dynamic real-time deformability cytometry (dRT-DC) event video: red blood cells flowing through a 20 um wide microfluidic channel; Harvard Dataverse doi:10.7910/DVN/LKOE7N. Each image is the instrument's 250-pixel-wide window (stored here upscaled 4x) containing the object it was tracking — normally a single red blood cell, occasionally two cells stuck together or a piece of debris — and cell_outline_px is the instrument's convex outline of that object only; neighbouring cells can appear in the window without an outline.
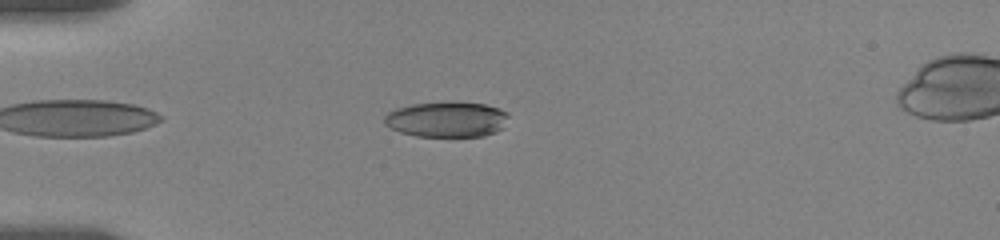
{"species": "human", "species_latin": "Homo sapiens", "temperature_condition": "room temperature", "stored_images_in_passage": 48, "camera_frame_rate_fps": 3000, "um_per_image_px": 0.085, "donor": {"sex": "female"}, "frame": {"image": 1, "passage_image": 6, "time_ms": 1.667, "image_size_px": [1000, 240], "cell_outline_px": [[508, 116], [504, 128], [496, 132], [484, 136], [416, 136], [400, 132], [384, 124], [384, 116], [388, 112], [396, 108], [412, 104], [484, 104], [500, 108], [508, 112]], "centroid_in_image_um": [37.99, 10.18], "position_along_channel_um": 47.0, "area_um2": 25.14}}
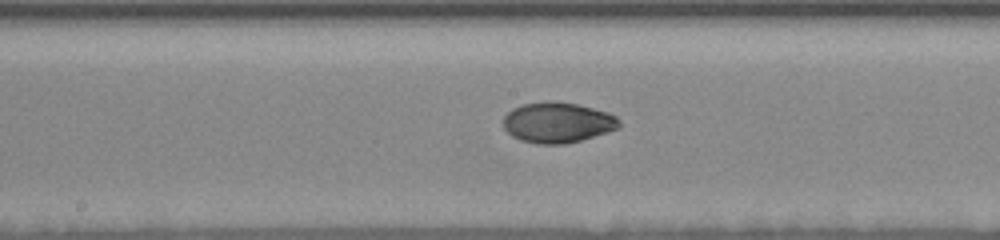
{"frame": {"image": 2, "passage_image": 21, "time_ms": 6.667, "image_size_px": [1000, 240], "cell_outline_px": [[620, 128], [608, 132], [580, 140], [564, 144], [540, 144], [520, 140], [512, 136], [504, 128], [504, 116], [512, 108], [524, 104], [548, 100], [576, 104], [608, 112], [616, 116], [620, 120]], "centroid_in_image_um": [47.4, 10.41], "position_along_channel_um": 200.8, "area_um2": 27.34}}
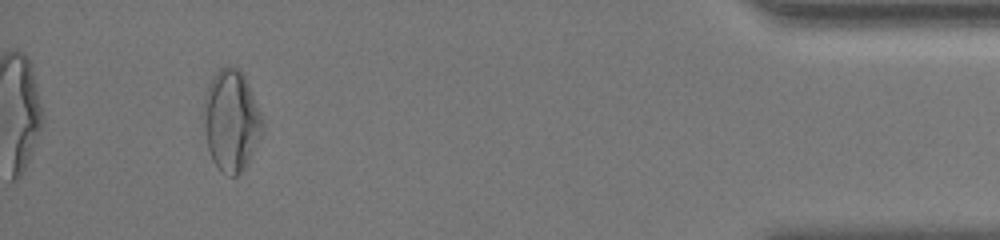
{"frame": {"image": 3, "passage_image": 44, "time_ms": 14.333, "image_size_px": [1000, 240], "cell_outline_px": [[264, 128], [244, 168], [236, 176], [232, 176], [220, 172], [212, 160], [208, 148], [200, 112], [204, 96], [212, 76], [220, 68], [240, 68], [248, 84], [264, 120]], "centroid_in_image_um": [19.61, 10.25], "position_along_channel_um": 415.6, "area_um2": 34.91}, "authors_computed_cell_mechanics": {"area_um2": 27.166, "velocity_mm_per_s": 3.5347, "shape_relaxation_time_tau1_ms": null, "shape_relaxation_time_tau2_ms": 1.5213, "deformation_change_tau1": null, "deformation_change_tau2": 0.0386}}